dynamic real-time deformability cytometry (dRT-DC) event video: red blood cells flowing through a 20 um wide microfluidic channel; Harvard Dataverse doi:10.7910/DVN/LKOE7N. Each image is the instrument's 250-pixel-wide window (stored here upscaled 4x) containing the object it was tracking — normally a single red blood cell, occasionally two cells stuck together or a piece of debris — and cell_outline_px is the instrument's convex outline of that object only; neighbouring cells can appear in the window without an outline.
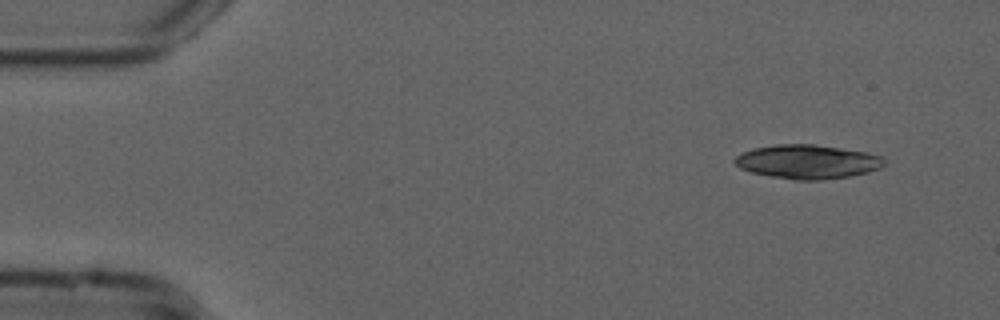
{"species": "common noctule bat (a hibernating species)", "species_latin": "Nyctalus noctula", "temperature_condition": "cold", "stored_images_in_passage": 49, "segment_of_instrument_passage": [1, 2], "camera_frame_rate_fps": 3000, "um_per_image_px": 0.085, "animal": {"sex": "male", "forearm_length_mm": 52.5}, "frame": {"image": 1, "passage_image": 1, "time_ms": 0.0, "image_size_px": [1000, 320], "cell_outline_px": [[884, 164], [880, 168], [868, 172], [852, 176], [820, 180], [796, 180], [768, 176], [752, 172], [740, 168], [732, 160], [736, 156], [752, 148], [776, 144], [816, 144], [868, 152], [884, 156]], "centroid_in_image_um": [68.66, 13.74], "position_along_channel_um": 16.3, "area_um2": 29.88}}